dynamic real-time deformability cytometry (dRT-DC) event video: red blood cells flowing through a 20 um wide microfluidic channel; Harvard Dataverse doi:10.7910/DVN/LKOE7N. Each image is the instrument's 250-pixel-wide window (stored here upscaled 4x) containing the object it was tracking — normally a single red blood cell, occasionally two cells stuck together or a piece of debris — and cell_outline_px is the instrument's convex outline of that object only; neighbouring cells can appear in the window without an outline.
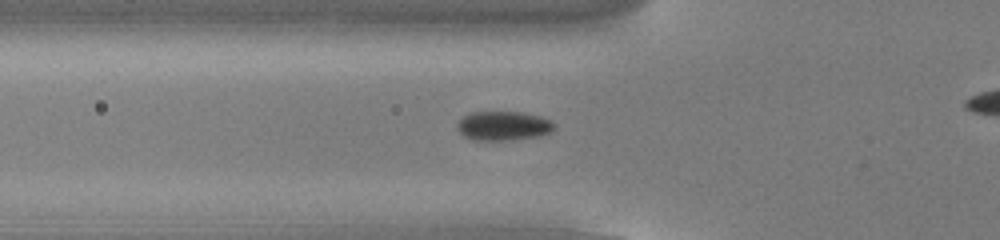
{"species": "common noctule bat (a hibernating species)", "species_latin": "Nyctalus noctula", "temperature_condition": "cold", "stored_images_in_passage": 30, "camera_frame_rate_fps": 3000, "um_per_image_px": 0.085, "animal": {"sex": "male", "body_mass_g": 13.0, "forearm_length_mm": 53.1}, "frame": {"image": 1, "passage_image": 2, "time_ms": 0.333, "image_size_px": [1000, 240], "cell_outline_px": [[556, 128], [552, 132], [536, 136], [512, 140], [472, 140], [464, 136], [456, 128], [456, 124], [464, 116], [472, 112], [524, 112], [540, 116], [552, 120], [556, 124]], "centroid_in_image_um": [42.82, 10.69], "position_along_channel_um": 83.0, "area_um2": 16.7}}
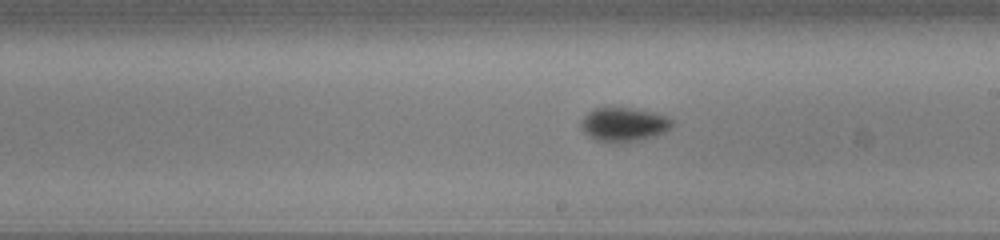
{"frame": {"image": 2, "passage_image": 14, "time_ms": 4.333, "image_size_px": [1000, 240], "cell_outline_px": [[676, 124], [664, 132], [656, 136], [636, 140], [596, 140], [588, 136], [584, 132], [580, 124], [584, 116], [592, 108], [612, 104], [652, 112], [664, 116], [672, 120]], "centroid_in_image_um": [53.0, 10.5], "position_along_channel_um": 236.0, "area_um2": 18.09}}
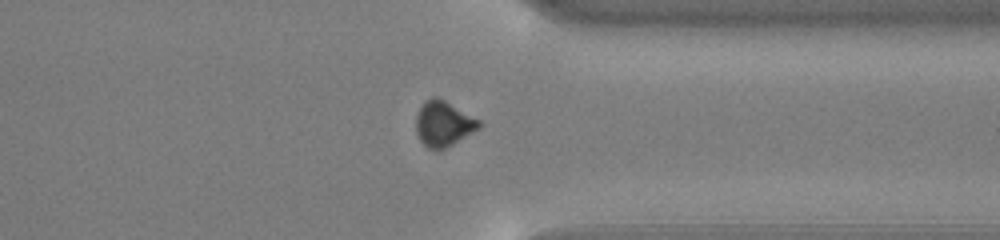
{"frame": {"image": 3, "passage_image": 25, "time_ms": 8.0, "image_size_px": [1000, 240], "cell_outline_px": [[480, 128], [452, 144], [436, 152], [428, 148], [420, 140], [416, 132], [416, 116], [424, 100], [432, 96], [436, 96], [444, 100], [480, 120]], "centroid_in_image_um": [37.66, 10.52], "position_along_channel_um": 373.7, "area_um2": 16.59}}